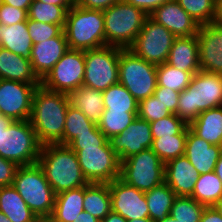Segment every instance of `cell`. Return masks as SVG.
Segmentation results:
<instances>
[{
  "mask_svg": "<svg viewBox=\"0 0 222 222\" xmlns=\"http://www.w3.org/2000/svg\"><path fill=\"white\" fill-rule=\"evenodd\" d=\"M84 73V51L69 49L41 80V85L50 91L69 94L83 85Z\"/></svg>",
  "mask_w": 222,
  "mask_h": 222,
  "instance_id": "cell-13",
  "label": "cell"
},
{
  "mask_svg": "<svg viewBox=\"0 0 222 222\" xmlns=\"http://www.w3.org/2000/svg\"><path fill=\"white\" fill-rule=\"evenodd\" d=\"M192 76L191 72L180 71L167 62L157 65V86L166 87L176 92L186 89Z\"/></svg>",
  "mask_w": 222,
  "mask_h": 222,
  "instance_id": "cell-36",
  "label": "cell"
},
{
  "mask_svg": "<svg viewBox=\"0 0 222 222\" xmlns=\"http://www.w3.org/2000/svg\"><path fill=\"white\" fill-rule=\"evenodd\" d=\"M45 4H54L57 6H62L67 12L72 8L75 3V0H37Z\"/></svg>",
  "mask_w": 222,
  "mask_h": 222,
  "instance_id": "cell-51",
  "label": "cell"
},
{
  "mask_svg": "<svg viewBox=\"0 0 222 222\" xmlns=\"http://www.w3.org/2000/svg\"><path fill=\"white\" fill-rule=\"evenodd\" d=\"M37 163L56 195L88 184L82 174L76 152L68 145H43Z\"/></svg>",
  "mask_w": 222,
  "mask_h": 222,
  "instance_id": "cell-2",
  "label": "cell"
},
{
  "mask_svg": "<svg viewBox=\"0 0 222 222\" xmlns=\"http://www.w3.org/2000/svg\"><path fill=\"white\" fill-rule=\"evenodd\" d=\"M0 79L41 84L29 58L12 53L3 47H0Z\"/></svg>",
  "mask_w": 222,
  "mask_h": 222,
  "instance_id": "cell-22",
  "label": "cell"
},
{
  "mask_svg": "<svg viewBox=\"0 0 222 222\" xmlns=\"http://www.w3.org/2000/svg\"><path fill=\"white\" fill-rule=\"evenodd\" d=\"M214 207L222 216V198L214 205Z\"/></svg>",
  "mask_w": 222,
  "mask_h": 222,
  "instance_id": "cell-57",
  "label": "cell"
},
{
  "mask_svg": "<svg viewBox=\"0 0 222 222\" xmlns=\"http://www.w3.org/2000/svg\"><path fill=\"white\" fill-rule=\"evenodd\" d=\"M97 128V124L89 120L81 110L69 104L63 132V145H69L77 134L93 132Z\"/></svg>",
  "mask_w": 222,
  "mask_h": 222,
  "instance_id": "cell-34",
  "label": "cell"
},
{
  "mask_svg": "<svg viewBox=\"0 0 222 222\" xmlns=\"http://www.w3.org/2000/svg\"><path fill=\"white\" fill-rule=\"evenodd\" d=\"M196 36L201 71L222 74V28L213 23L202 24Z\"/></svg>",
  "mask_w": 222,
  "mask_h": 222,
  "instance_id": "cell-17",
  "label": "cell"
},
{
  "mask_svg": "<svg viewBox=\"0 0 222 222\" xmlns=\"http://www.w3.org/2000/svg\"><path fill=\"white\" fill-rule=\"evenodd\" d=\"M199 175L185 155L165 164L164 181L177 196L191 197Z\"/></svg>",
  "mask_w": 222,
  "mask_h": 222,
  "instance_id": "cell-20",
  "label": "cell"
},
{
  "mask_svg": "<svg viewBox=\"0 0 222 222\" xmlns=\"http://www.w3.org/2000/svg\"><path fill=\"white\" fill-rule=\"evenodd\" d=\"M200 222H222V216L214 206L205 207L201 214Z\"/></svg>",
  "mask_w": 222,
  "mask_h": 222,
  "instance_id": "cell-49",
  "label": "cell"
},
{
  "mask_svg": "<svg viewBox=\"0 0 222 222\" xmlns=\"http://www.w3.org/2000/svg\"><path fill=\"white\" fill-rule=\"evenodd\" d=\"M149 17L163 25L175 37L196 36L199 24L179 5L176 0H170L155 9Z\"/></svg>",
  "mask_w": 222,
  "mask_h": 222,
  "instance_id": "cell-18",
  "label": "cell"
},
{
  "mask_svg": "<svg viewBox=\"0 0 222 222\" xmlns=\"http://www.w3.org/2000/svg\"><path fill=\"white\" fill-rule=\"evenodd\" d=\"M120 52L121 48L108 45L84 51L83 85L103 92L118 83Z\"/></svg>",
  "mask_w": 222,
  "mask_h": 222,
  "instance_id": "cell-11",
  "label": "cell"
},
{
  "mask_svg": "<svg viewBox=\"0 0 222 222\" xmlns=\"http://www.w3.org/2000/svg\"><path fill=\"white\" fill-rule=\"evenodd\" d=\"M176 197L177 195L165 181L146 191L145 198L148 205L149 218L157 222L170 215L171 207Z\"/></svg>",
  "mask_w": 222,
  "mask_h": 222,
  "instance_id": "cell-30",
  "label": "cell"
},
{
  "mask_svg": "<svg viewBox=\"0 0 222 222\" xmlns=\"http://www.w3.org/2000/svg\"><path fill=\"white\" fill-rule=\"evenodd\" d=\"M27 28L33 44L57 37L63 31L60 25L42 23L31 19H27Z\"/></svg>",
  "mask_w": 222,
  "mask_h": 222,
  "instance_id": "cell-42",
  "label": "cell"
},
{
  "mask_svg": "<svg viewBox=\"0 0 222 222\" xmlns=\"http://www.w3.org/2000/svg\"><path fill=\"white\" fill-rule=\"evenodd\" d=\"M187 139V127L178 135L153 139L151 149L164 164L184 155Z\"/></svg>",
  "mask_w": 222,
  "mask_h": 222,
  "instance_id": "cell-35",
  "label": "cell"
},
{
  "mask_svg": "<svg viewBox=\"0 0 222 222\" xmlns=\"http://www.w3.org/2000/svg\"><path fill=\"white\" fill-rule=\"evenodd\" d=\"M191 197L205 207L214 206L222 198V181L215 171L199 175Z\"/></svg>",
  "mask_w": 222,
  "mask_h": 222,
  "instance_id": "cell-31",
  "label": "cell"
},
{
  "mask_svg": "<svg viewBox=\"0 0 222 222\" xmlns=\"http://www.w3.org/2000/svg\"><path fill=\"white\" fill-rule=\"evenodd\" d=\"M153 142L150 122L138 116L127 127L110 140L113 151L120 162L145 149L151 148Z\"/></svg>",
  "mask_w": 222,
  "mask_h": 222,
  "instance_id": "cell-16",
  "label": "cell"
},
{
  "mask_svg": "<svg viewBox=\"0 0 222 222\" xmlns=\"http://www.w3.org/2000/svg\"><path fill=\"white\" fill-rule=\"evenodd\" d=\"M41 84L0 79V110L13 121L30 120L32 98Z\"/></svg>",
  "mask_w": 222,
  "mask_h": 222,
  "instance_id": "cell-14",
  "label": "cell"
},
{
  "mask_svg": "<svg viewBox=\"0 0 222 222\" xmlns=\"http://www.w3.org/2000/svg\"><path fill=\"white\" fill-rule=\"evenodd\" d=\"M12 122L13 120L11 118L6 117L4 115L0 116V135L3 132V130H6Z\"/></svg>",
  "mask_w": 222,
  "mask_h": 222,
  "instance_id": "cell-55",
  "label": "cell"
},
{
  "mask_svg": "<svg viewBox=\"0 0 222 222\" xmlns=\"http://www.w3.org/2000/svg\"><path fill=\"white\" fill-rule=\"evenodd\" d=\"M84 186L56 195L51 219L54 222H73L84 210Z\"/></svg>",
  "mask_w": 222,
  "mask_h": 222,
  "instance_id": "cell-28",
  "label": "cell"
},
{
  "mask_svg": "<svg viewBox=\"0 0 222 222\" xmlns=\"http://www.w3.org/2000/svg\"><path fill=\"white\" fill-rule=\"evenodd\" d=\"M165 164L151 149H145L121 162L120 179L146 192L164 182Z\"/></svg>",
  "mask_w": 222,
  "mask_h": 222,
  "instance_id": "cell-10",
  "label": "cell"
},
{
  "mask_svg": "<svg viewBox=\"0 0 222 222\" xmlns=\"http://www.w3.org/2000/svg\"><path fill=\"white\" fill-rule=\"evenodd\" d=\"M119 1L121 0H75V4L85 9L104 11Z\"/></svg>",
  "mask_w": 222,
  "mask_h": 222,
  "instance_id": "cell-47",
  "label": "cell"
},
{
  "mask_svg": "<svg viewBox=\"0 0 222 222\" xmlns=\"http://www.w3.org/2000/svg\"><path fill=\"white\" fill-rule=\"evenodd\" d=\"M157 222H177V219H174L172 216L168 215L167 217H165Z\"/></svg>",
  "mask_w": 222,
  "mask_h": 222,
  "instance_id": "cell-58",
  "label": "cell"
},
{
  "mask_svg": "<svg viewBox=\"0 0 222 222\" xmlns=\"http://www.w3.org/2000/svg\"><path fill=\"white\" fill-rule=\"evenodd\" d=\"M69 104L66 93L50 91L42 85L35 89L30 122L42 146L63 145V132Z\"/></svg>",
  "mask_w": 222,
  "mask_h": 222,
  "instance_id": "cell-1",
  "label": "cell"
},
{
  "mask_svg": "<svg viewBox=\"0 0 222 222\" xmlns=\"http://www.w3.org/2000/svg\"><path fill=\"white\" fill-rule=\"evenodd\" d=\"M0 47L29 58L33 43L27 28V21L5 26L0 24Z\"/></svg>",
  "mask_w": 222,
  "mask_h": 222,
  "instance_id": "cell-26",
  "label": "cell"
},
{
  "mask_svg": "<svg viewBox=\"0 0 222 222\" xmlns=\"http://www.w3.org/2000/svg\"><path fill=\"white\" fill-rule=\"evenodd\" d=\"M171 114L154 95L139 102L138 117L148 122H154Z\"/></svg>",
  "mask_w": 222,
  "mask_h": 222,
  "instance_id": "cell-41",
  "label": "cell"
},
{
  "mask_svg": "<svg viewBox=\"0 0 222 222\" xmlns=\"http://www.w3.org/2000/svg\"><path fill=\"white\" fill-rule=\"evenodd\" d=\"M18 165L0 156V187L13 185Z\"/></svg>",
  "mask_w": 222,
  "mask_h": 222,
  "instance_id": "cell-46",
  "label": "cell"
},
{
  "mask_svg": "<svg viewBox=\"0 0 222 222\" xmlns=\"http://www.w3.org/2000/svg\"><path fill=\"white\" fill-rule=\"evenodd\" d=\"M175 38L167 28L148 16L128 49L145 61L160 65L167 62Z\"/></svg>",
  "mask_w": 222,
  "mask_h": 222,
  "instance_id": "cell-12",
  "label": "cell"
},
{
  "mask_svg": "<svg viewBox=\"0 0 222 222\" xmlns=\"http://www.w3.org/2000/svg\"><path fill=\"white\" fill-rule=\"evenodd\" d=\"M222 106V74L198 71L180 92L176 115L187 125L202 112Z\"/></svg>",
  "mask_w": 222,
  "mask_h": 222,
  "instance_id": "cell-3",
  "label": "cell"
},
{
  "mask_svg": "<svg viewBox=\"0 0 222 222\" xmlns=\"http://www.w3.org/2000/svg\"><path fill=\"white\" fill-rule=\"evenodd\" d=\"M212 23L222 28V0H215V14Z\"/></svg>",
  "mask_w": 222,
  "mask_h": 222,
  "instance_id": "cell-52",
  "label": "cell"
},
{
  "mask_svg": "<svg viewBox=\"0 0 222 222\" xmlns=\"http://www.w3.org/2000/svg\"><path fill=\"white\" fill-rule=\"evenodd\" d=\"M138 116V111H103L98 128L111 140L127 127Z\"/></svg>",
  "mask_w": 222,
  "mask_h": 222,
  "instance_id": "cell-33",
  "label": "cell"
},
{
  "mask_svg": "<svg viewBox=\"0 0 222 222\" xmlns=\"http://www.w3.org/2000/svg\"><path fill=\"white\" fill-rule=\"evenodd\" d=\"M84 210L100 221L111 211V195L108 183H88L84 186Z\"/></svg>",
  "mask_w": 222,
  "mask_h": 222,
  "instance_id": "cell-29",
  "label": "cell"
},
{
  "mask_svg": "<svg viewBox=\"0 0 222 222\" xmlns=\"http://www.w3.org/2000/svg\"><path fill=\"white\" fill-rule=\"evenodd\" d=\"M111 195L112 211L127 221L149 218L145 192L126 184L120 178L108 183Z\"/></svg>",
  "mask_w": 222,
  "mask_h": 222,
  "instance_id": "cell-15",
  "label": "cell"
},
{
  "mask_svg": "<svg viewBox=\"0 0 222 222\" xmlns=\"http://www.w3.org/2000/svg\"><path fill=\"white\" fill-rule=\"evenodd\" d=\"M0 222H12L2 211H0Z\"/></svg>",
  "mask_w": 222,
  "mask_h": 222,
  "instance_id": "cell-59",
  "label": "cell"
},
{
  "mask_svg": "<svg viewBox=\"0 0 222 222\" xmlns=\"http://www.w3.org/2000/svg\"><path fill=\"white\" fill-rule=\"evenodd\" d=\"M63 30L69 49L86 51L106 45L101 10L85 9L74 3L66 14Z\"/></svg>",
  "mask_w": 222,
  "mask_h": 222,
  "instance_id": "cell-4",
  "label": "cell"
},
{
  "mask_svg": "<svg viewBox=\"0 0 222 222\" xmlns=\"http://www.w3.org/2000/svg\"><path fill=\"white\" fill-rule=\"evenodd\" d=\"M188 126L198 137L222 146V106L202 111Z\"/></svg>",
  "mask_w": 222,
  "mask_h": 222,
  "instance_id": "cell-24",
  "label": "cell"
},
{
  "mask_svg": "<svg viewBox=\"0 0 222 222\" xmlns=\"http://www.w3.org/2000/svg\"><path fill=\"white\" fill-rule=\"evenodd\" d=\"M119 83L138 101L154 95L157 88V65L149 63L129 49L119 55Z\"/></svg>",
  "mask_w": 222,
  "mask_h": 222,
  "instance_id": "cell-9",
  "label": "cell"
},
{
  "mask_svg": "<svg viewBox=\"0 0 222 222\" xmlns=\"http://www.w3.org/2000/svg\"><path fill=\"white\" fill-rule=\"evenodd\" d=\"M73 222H101L99 219L83 210Z\"/></svg>",
  "mask_w": 222,
  "mask_h": 222,
  "instance_id": "cell-53",
  "label": "cell"
},
{
  "mask_svg": "<svg viewBox=\"0 0 222 222\" xmlns=\"http://www.w3.org/2000/svg\"><path fill=\"white\" fill-rule=\"evenodd\" d=\"M151 132L153 139L160 137H170L180 134L188 125L176 114H170L157 121L151 122Z\"/></svg>",
  "mask_w": 222,
  "mask_h": 222,
  "instance_id": "cell-40",
  "label": "cell"
},
{
  "mask_svg": "<svg viewBox=\"0 0 222 222\" xmlns=\"http://www.w3.org/2000/svg\"><path fill=\"white\" fill-rule=\"evenodd\" d=\"M41 147L30 120L13 121L0 135V156L18 166L36 164Z\"/></svg>",
  "mask_w": 222,
  "mask_h": 222,
  "instance_id": "cell-7",
  "label": "cell"
},
{
  "mask_svg": "<svg viewBox=\"0 0 222 222\" xmlns=\"http://www.w3.org/2000/svg\"><path fill=\"white\" fill-rule=\"evenodd\" d=\"M27 19L28 12L26 10L15 8L5 3L0 5V24L10 26L18 22L27 21Z\"/></svg>",
  "mask_w": 222,
  "mask_h": 222,
  "instance_id": "cell-43",
  "label": "cell"
},
{
  "mask_svg": "<svg viewBox=\"0 0 222 222\" xmlns=\"http://www.w3.org/2000/svg\"><path fill=\"white\" fill-rule=\"evenodd\" d=\"M66 14L67 11L62 6L45 4L41 1L33 0L29 6L28 19L60 25L64 29Z\"/></svg>",
  "mask_w": 222,
  "mask_h": 222,
  "instance_id": "cell-37",
  "label": "cell"
},
{
  "mask_svg": "<svg viewBox=\"0 0 222 222\" xmlns=\"http://www.w3.org/2000/svg\"><path fill=\"white\" fill-rule=\"evenodd\" d=\"M205 206L192 197L177 196L171 207L170 216L177 222H200Z\"/></svg>",
  "mask_w": 222,
  "mask_h": 222,
  "instance_id": "cell-38",
  "label": "cell"
},
{
  "mask_svg": "<svg viewBox=\"0 0 222 222\" xmlns=\"http://www.w3.org/2000/svg\"><path fill=\"white\" fill-rule=\"evenodd\" d=\"M103 15L106 45L122 49L133 44L148 17L142 9L123 0L105 9Z\"/></svg>",
  "mask_w": 222,
  "mask_h": 222,
  "instance_id": "cell-5",
  "label": "cell"
},
{
  "mask_svg": "<svg viewBox=\"0 0 222 222\" xmlns=\"http://www.w3.org/2000/svg\"><path fill=\"white\" fill-rule=\"evenodd\" d=\"M36 222H54L50 217L38 218Z\"/></svg>",
  "mask_w": 222,
  "mask_h": 222,
  "instance_id": "cell-61",
  "label": "cell"
},
{
  "mask_svg": "<svg viewBox=\"0 0 222 222\" xmlns=\"http://www.w3.org/2000/svg\"><path fill=\"white\" fill-rule=\"evenodd\" d=\"M69 147L76 152L82 174L88 183H110L120 178L121 162L110 140L104 145Z\"/></svg>",
  "mask_w": 222,
  "mask_h": 222,
  "instance_id": "cell-8",
  "label": "cell"
},
{
  "mask_svg": "<svg viewBox=\"0 0 222 222\" xmlns=\"http://www.w3.org/2000/svg\"><path fill=\"white\" fill-rule=\"evenodd\" d=\"M127 222H154L150 218H141V219H134Z\"/></svg>",
  "mask_w": 222,
  "mask_h": 222,
  "instance_id": "cell-60",
  "label": "cell"
},
{
  "mask_svg": "<svg viewBox=\"0 0 222 222\" xmlns=\"http://www.w3.org/2000/svg\"><path fill=\"white\" fill-rule=\"evenodd\" d=\"M107 141V137L97 128L93 132L77 134L68 146L104 145Z\"/></svg>",
  "mask_w": 222,
  "mask_h": 222,
  "instance_id": "cell-45",
  "label": "cell"
},
{
  "mask_svg": "<svg viewBox=\"0 0 222 222\" xmlns=\"http://www.w3.org/2000/svg\"><path fill=\"white\" fill-rule=\"evenodd\" d=\"M167 63L180 71H200L197 36L176 37L170 49Z\"/></svg>",
  "mask_w": 222,
  "mask_h": 222,
  "instance_id": "cell-23",
  "label": "cell"
},
{
  "mask_svg": "<svg viewBox=\"0 0 222 222\" xmlns=\"http://www.w3.org/2000/svg\"><path fill=\"white\" fill-rule=\"evenodd\" d=\"M215 173L219 177V179L222 181V152L219 156V160L216 163Z\"/></svg>",
  "mask_w": 222,
  "mask_h": 222,
  "instance_id": "cell-56",
  "label": "cell"
},
{
  "mask_svg": "<svg viewBox=\"0 0 222 222\" xmlns=\"http://www.w3.org/2000/svg\"><path fill=\"white\" fill-rule=\"evenodd\" d=\"M137 8L142 9L148 16L159 6L170 0H123Z\"/></svg>",
  "mask_w": 222,
  "mask_h": 222,
  "instance_id": "cell-48",
  "label": "cell"
},
{
  "mask_svg": "<svg viewBox=\"0 0 222 222\" xmlns=\"http://www.w3.org/2000/svg\"><path fill=\"white\" fill-rule=\"evenodd\" d=\"M222 152V146L212 145L194 134L187 126V139L184 155L199 174L215 171V166Z\"/></svg>",
  "mask_w": 222,
  "mask_h": 222,
  "instance_id": "cell-21",
  "label": "cell"
},
{
  "mask_svg": "<svg viewBox=\"0 0 222 222\" xmlns=\"http://www.w3.org/2000/svg\"><path fill=\"white\" fill-rule=\"evenodd\" d=\"M0 211L12 222H36L38 219L13 185L0 187Z\"/></svg>",
  "mask_w": 222,
  "mask_h": 222,
  "instance_id": "cell-27",
  "label": "cell"
},
{
  "mask_svg": "<svg viewBox=\"0 0 222 222\" xmlns=\"http://www.w3.org/2000/svg\"><path fill=\"white\" fill-rule=\"evenodd\" d=\"M68 97L72 106L81 110L89 120L98 125L105 109L101 91L82 85L71 91Z\"/></svg>",
  "mask_w": 222,
  "mask_h": 222,
  "instance_id": "cell-25",
  "label": "cell"
},
{
  "mask_svg": "<svg viewBox=\"0 0 222 222\" xmlns=\"http://www.w3.org/2000/svg\"><path fill=\"white\" fill-rule=\"evenodd\" d=\"M33 0H2V3L8 4L15 8L24 9L28 12L29 6L32 4Z\"/></svg>",
  "mask_w": 222,
  "mask_h": 222,
  "instance_id": "cell-50",
  "label": "cell"
},
{
  "mask_svg": "<svg viewBox=\"0 0 222 222\" xmlns=\"http://www.w3.org/2000/svg\"><path fill=\"white\" fill-rule=\"evenodd\" d=\"M101 222H127V220L118 213L111 211Z\"/></svg>",
  "mask_w": 222,
  "mask_h": 222,
  "instance_id": "cell-54",
  "label": "cell"
},
{
  "mask_svg": "<svg viewBox=\"0 0 222 222\" xmlns=\"http://www.w3.org/2000/svg\"><path fill=\"white\" fill-rule=\"evenodd\" d=\"M68 50L64 30L57 37L33 44L29 59L37 77L42 80Z\"/></svg>",
  "mask_w": 222,
  "mask_h": 222,
  "instance_id": "cell-19",
  "label": "cell"
},
{
  "mask_svg": "<svg viewBox=\"0 0 222 222\" xmlns=\"http://www.w3.org/2000/svg\"><path fill=\"white\" fill-rule=\"evenodd\" d=\"M180 92H176L166 87L157 86L154 96L167 106L168 111L176 114Z\"/></svg>",
  "mask_w": 222,
  "mask_h": 222,
  "instance_id": "cell-44",
  "label": "cell"
},
{
  "mask_svg": "<svg viewBox=\"0 0 222 222\" xmlns=\"http://www.w3.org/2000/svg\"><path fill=\"white\" fill-rule=\"evenodd\" d=\"M176 1L199 25L212 23L215 14V0Z\"/></svg>",
  "mask_w": 222,
  "mask_h": 222,
  "instance_id": "cell-39",
  "label": "cell"
},
{
  "mask_svg": "<svg viewBox=\"0 0 222 222\" xmlns=\"http://www.w3.org/2000/svg\"><path fill=\"white\" fill-rule=\"evenodd\" d=\"M105 111H138L139 102L119 82L102 92Z\"/></svg>",
  "mask_w": 222,
  "mask_h": 222,
  "instance_id": "cell-32",
  "label": "cell"
},
{
  "mask_svg": "<svg viewBox=\"0 0 222 222\" xmlns=\"http://www.w3.org/2000/svg\"><path fill=\"white\" fill-rule=\"evenodd\" d=\"M13 186L38 218L51 217L56 194L38 163L19 166Z\"/></svg>",
  "mask_w": 222,
  "mask_h": 222,
  "instance_id": "cell-6",
  "label": "cell"
}]
</instances>
